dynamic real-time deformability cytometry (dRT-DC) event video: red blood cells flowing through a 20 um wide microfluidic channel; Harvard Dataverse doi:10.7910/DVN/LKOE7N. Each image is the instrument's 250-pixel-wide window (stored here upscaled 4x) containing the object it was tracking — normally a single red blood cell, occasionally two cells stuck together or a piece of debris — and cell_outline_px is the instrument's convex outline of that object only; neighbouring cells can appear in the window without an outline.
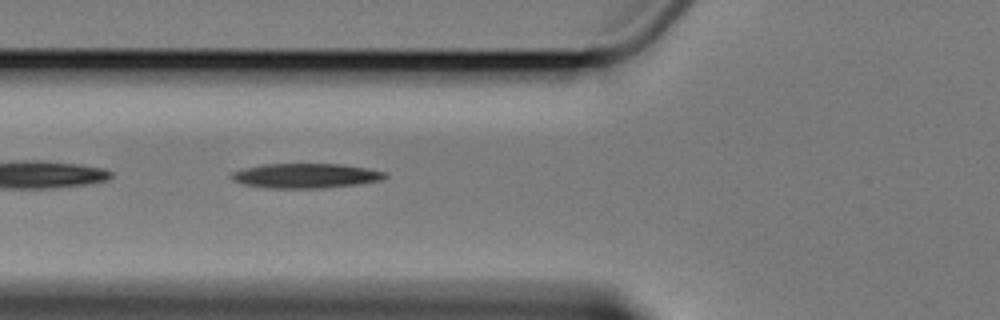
{"species": "Egyptian fruit bat (a non-hibernating species)", "species_latin": "Rousettus aegyptiacus", "temperature_condition": "cold", "stored_images_in_passage": 6, "camera_frame_rate_fps": 3000, "um_per_image_px": 0.085, "animal": {"sex": "female"}, "frame": {"image": 1, "passage_image": 6, "time_ms": 6.667, "image_size_px": [1000, 320], "cell_outline_px": [[388, 176], [380, 180], [356, 184], [324, 188], [268, 188], [244, 184], [232, 180], [232, 172], [244, 168], [264, 164], [344, 164], [368, 168], [384, 172]], "centroid_in_image_um": [25.99, 14.93], "position_along_channel_um": 99.8, "area_um2": 21.96}}